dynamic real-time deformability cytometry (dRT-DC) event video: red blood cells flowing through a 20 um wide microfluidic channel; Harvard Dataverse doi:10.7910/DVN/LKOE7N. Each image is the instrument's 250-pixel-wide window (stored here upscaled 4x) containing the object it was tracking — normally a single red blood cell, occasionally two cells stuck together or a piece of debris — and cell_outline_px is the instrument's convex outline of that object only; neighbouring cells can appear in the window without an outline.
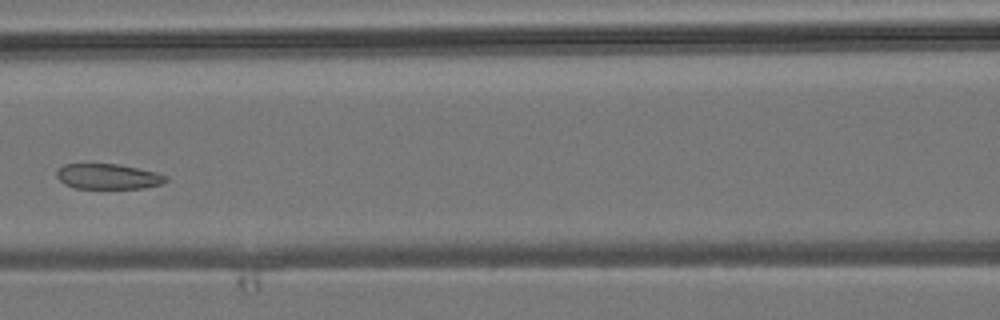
{"species": "common noctule bat (a hibernating species)", "species_latin": "Nyctalus noctula", "temperature_condition": "room temperature", "stored_images_in_passage": 6, "camera_frame_rate_fps": 3000, "um_per_image_px": 0.085, "animal": {"sex": "male", "body_mass_g": 19.2, "forearm_length_mm": 51.8}, "frame": {"image": 1, "passage_image": 5, "time_ms": 4.667, "image_size_px": [1000, 320], "cell_outline_px": [[168, 180], [160, 184], [144, 188], [76, 188], [64, 184], [56, 176], [56, 172], [64, 164], [116, 164], [156, 172], [168, 176]], "centroid_in_image_um": [9.18, 15.0], "position_along_channel_um": 157.4, "area_um2": 15.95}}
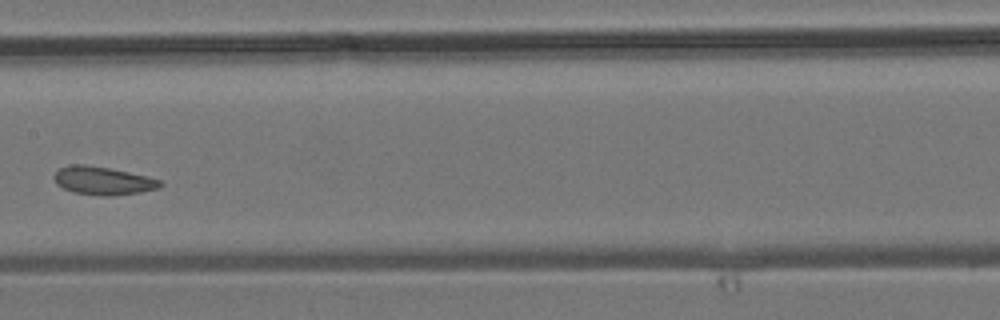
{"frame": {"image": 2, "passage_image": 6, "time_ms": 5.667, "image_size_px": [1000, 320], "cell_outline_px": [[164, 184], [160, 188], [140, 192], [112, 196], [100, 196], [72, 192], [56, 184], [52, 176], [60, 168], [72, 164], [88, 164], [148, 176], [160, 180]], "centroid_in_image_um": [8.75, 15.36], "position_along_channel_um": 198.6, "area_um2": 17.57}}